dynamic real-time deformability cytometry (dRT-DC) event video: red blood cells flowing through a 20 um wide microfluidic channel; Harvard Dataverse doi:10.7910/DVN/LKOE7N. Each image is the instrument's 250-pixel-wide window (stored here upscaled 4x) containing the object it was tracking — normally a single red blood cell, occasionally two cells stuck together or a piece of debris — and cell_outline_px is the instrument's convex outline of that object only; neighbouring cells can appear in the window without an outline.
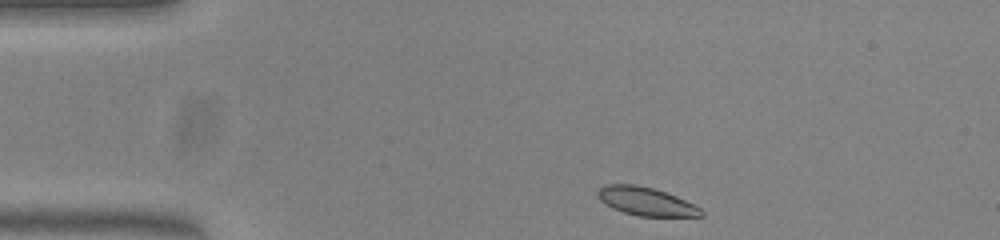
{"species": "common noctule bat (a hibernating species)", "species_latin": "Nyctalus noctula", "temperature_condition": "warm", "stored_images_in_passage": 43, "camera_frame_rate_fps": 3000, "um_per_image_px": 0.085, "animal": {"sex": "female", "body_mass_g": 23.0, "forearm_length_mm": 53.4}, "frame": {"image": 1, "passage_image": 1, "time_ms": 0.0, "image_size_px": [1000, 240], "cell_outline_px": [[704, 216], [640, 216], [624, 212], [612, 208], [600, 200], [596, 196], [596, 192], [600, 188], [608, 184], [632, 184], [652, 188], [676, 196], [700, 208], [704, 212]], "centroid_in_image_um": [54.88, 17.12], "position_along_channel_um": 30.1, "area_um2": 16.82}}
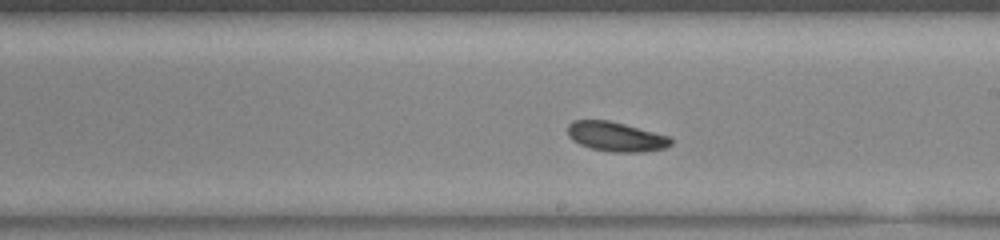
{"frame": {"image": 2, "passage_image": 21, "time_ms": 6.667, "image_size_px": [1000, 240], "cell_outline_px": [[672, 144], [664, 148], [644, 152], [608, 152], [588, 148], [572, 140], [568, 136], [568, 124], [572, 120], [608, 120], [624, 124], [668, 136], [672, 140]], "centroid_in_image_um": [52.31, 11.62], "position_along_channel_um": 236.7, "area_um2": 17.8}}
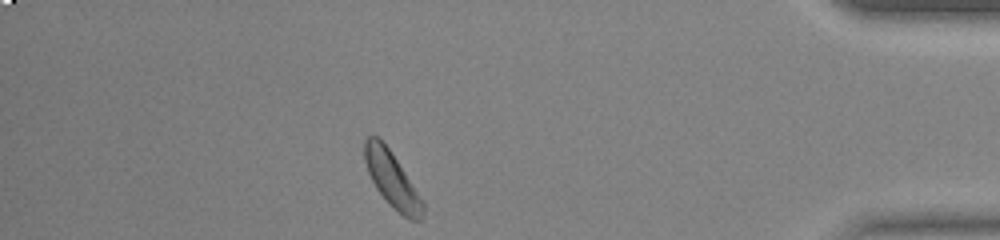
{"frame": {"image": 3, "passage_image": 37, "time_ms": 12.0, "image_size_px": [1000, 240], "cell_outline_px": [[424, 216], [420, 220], [408, 220], [388, 204], [376, 188], [368, 172], [364, 160], [364, 140], [368, 136], [376, 136], [388, 148], [424, 200]], "centroid_in_image_um": [33.34, 15.31], "position_along_channel_um": 401.9, "area_um2": 18.79}}